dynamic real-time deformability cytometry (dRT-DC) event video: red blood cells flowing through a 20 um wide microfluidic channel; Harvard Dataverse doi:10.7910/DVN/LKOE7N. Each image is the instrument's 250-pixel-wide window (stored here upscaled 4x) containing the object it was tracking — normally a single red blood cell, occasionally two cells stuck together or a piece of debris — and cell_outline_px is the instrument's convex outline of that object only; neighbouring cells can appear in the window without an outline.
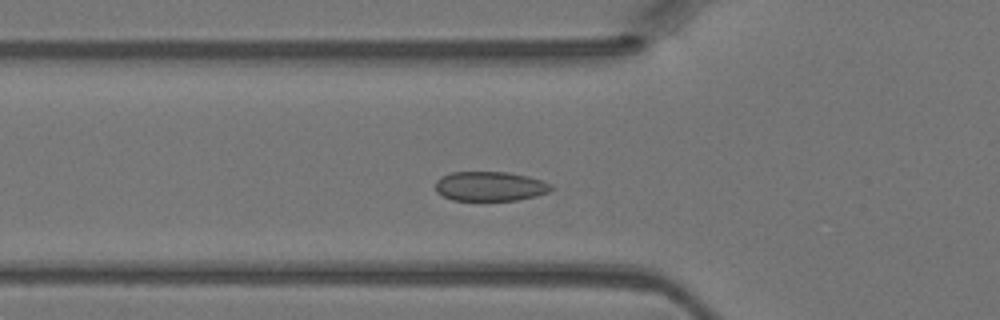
{"species": "Egyptian fruit bat (a non-hibernating species)", "species_latin": "Rousettus aegyptiacus", "temperature_condition": "warm", "stored_images_in_passage": 21, "camera_frame_rate_fps": 3000, "um_per_image_px": 0.085, "animal": {"sex": "female"}, "frame": {"image": 1, "passage_image": 12, "time_ms": 3.667, "image_size_px": [1000, 320], "cell_outline_px": [[556, 188], [548, 192], [536, 196], [516, 200], [452, 200], [436, 192], [436, 180], [440, 176], [452, 172], [508, 172], [528, 176], [552, 184]], "centroid_in_image_um": [41.66, 15.83], "position_along_channel_um": 84.1, "area_um2": 20.0}}
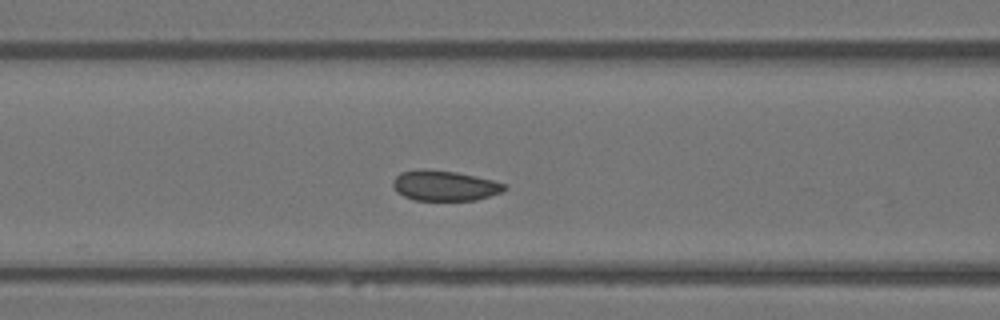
{"frame": {"image": 2, "passage_image": 15, "time_ms": 4.667, "image_size_px": [1000, 320], "cell_outline_px": [[508, 188], [500, 192], [476, 200], [416, 200], [404, 196], [396, 192], [392, 184], [392, 180], [400, 172], [416, 168], [424, 168], [456, 172], [492, 180], [508, 184]], "centroid_in_image_um": [37.75, 15.76], "position_along_channel_um": 128.8, "area_um2": 19.83}}
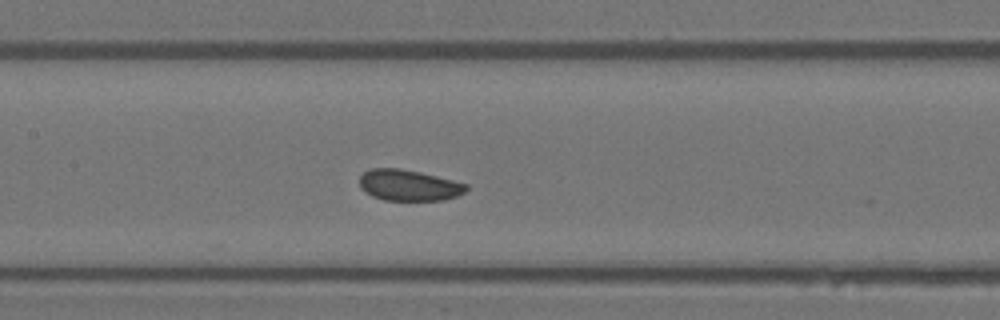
{"frame": {"image": 3, "passage_image": 18, "time_ms": 5.667, "image_size_px": [1000, 320], "cell_outline_px": [[468, 188], [464, 192], [456, 196], [444, 200], [384, 200], [372, 196], [360, 188], [360, 176], [364, 172], [372, 168], [400, 168], [420, 172], [468, 184]], "centroid_in_image_um": [34.73, 15.74], "position_along_channel_um": 172.7, "area_um2": 19.25}}